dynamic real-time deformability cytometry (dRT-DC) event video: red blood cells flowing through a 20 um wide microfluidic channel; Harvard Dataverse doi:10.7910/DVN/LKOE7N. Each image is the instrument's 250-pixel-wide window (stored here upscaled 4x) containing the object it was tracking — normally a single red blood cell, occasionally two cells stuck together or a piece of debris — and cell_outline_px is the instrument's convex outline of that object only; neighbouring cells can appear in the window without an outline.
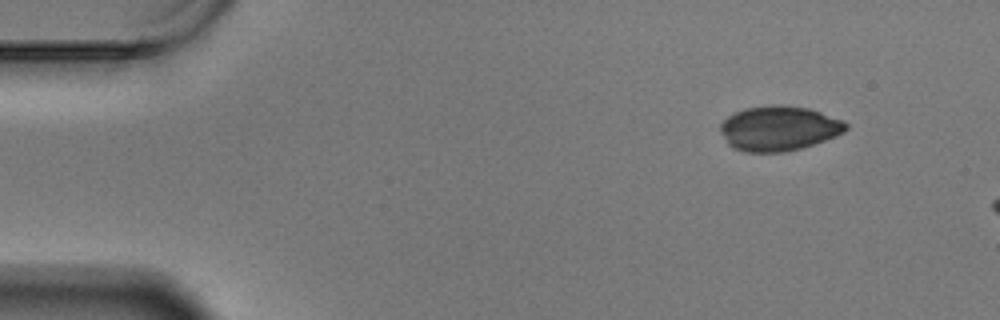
{"species": "Egyptian fruit bat (a non-hibernating species)", "species_latin": "Rousettus aegyptiacus", "temperature_condition": "warm", "stored_images_in_passage": 8, "camera_frame_rate_fps": 3000, "um_per_image_px": 0.085, "animal": {"sex": "male"}, "frame": {"image": 1, "passage_image": 1, "time_ms": 0.0, "image_size_px": [1000, 320], "cell_outline_px": [[848, 128], [844, 132], [836, 136], [800, 148], [784, 152], [744, 152], [732, 148], [728, 144], [720, 132], [720, 124], [728, 116], [744, 108], [808, 108], [844, 120], [848, 124]], "centroid_in_image_um": [66.2, 10.96], "position_along_channel_um": 18.8, "area_um2": 31.91}}